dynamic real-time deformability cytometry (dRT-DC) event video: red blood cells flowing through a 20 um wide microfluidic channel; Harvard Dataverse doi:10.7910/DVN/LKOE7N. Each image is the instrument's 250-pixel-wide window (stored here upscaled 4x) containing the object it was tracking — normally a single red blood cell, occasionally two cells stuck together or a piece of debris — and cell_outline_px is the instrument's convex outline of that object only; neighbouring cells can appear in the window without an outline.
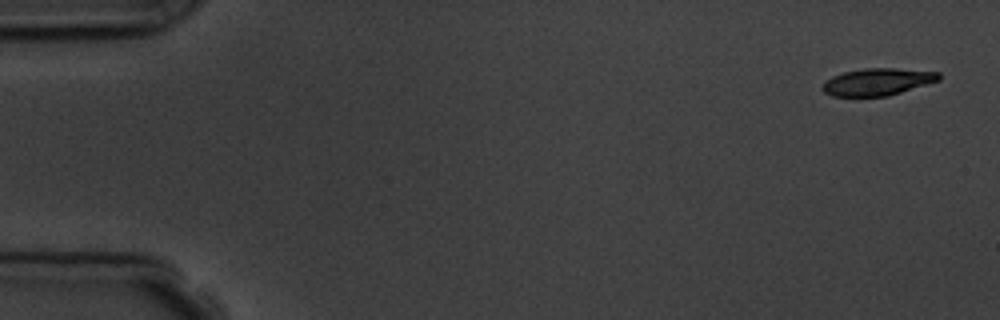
{"species": "common noctule bat (a hibernating species)", "species_latin": "Nyctalus noctula", "temperature_condition": "room temperature", "stored_images_in_passage": 5, "camera_frame_rate_fps": 3000, "um_per_image_px": 0.085, "animal": {"sex": "male", "body_mass_g": 19.5, "forearm_length_mm": 54.6}, "frame": {"image": 1, "passage_image": 1, "time_ms": 0.0, "image_size_px": [1000, 320], "cell_outline_px": [[940, 80], [888, 96], [832, 96], [824, 92], [820, 88], [824, 80], [832, 76], [844, 72], [864, 68], [896, 68], [940, 72]], "centroid_in_image_um": [74.56, 6.95], "position_along_channel_um": 10.4, "area_um2": 18.5}}
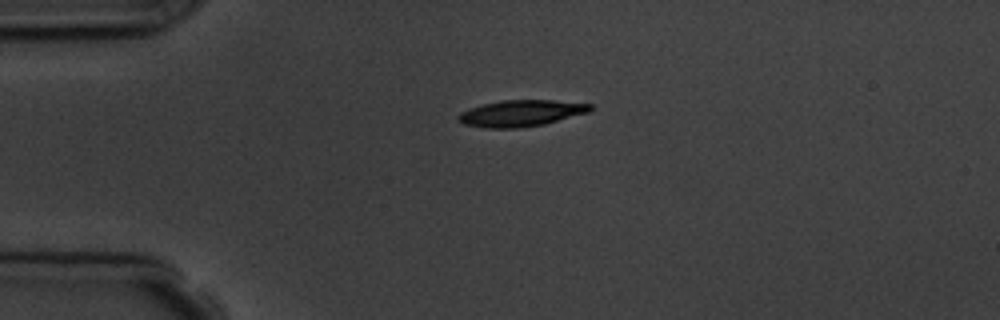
{"frame": {"image": 2, "passage_image": 4, "time_ms": 3.667, "image_size_px": [1000, 320], "cell_outline_px": [[592, 108], [588, 112], [544, 124], [520, 128], [484, 128], [464, 124], [456, 116], [460, 112], [468, 108], [500, 100], [552, 100], [592, 104]], "centroid_in_image_um": [44.25, 9.62], "position_along_channel_um": 40.7, "area_um2": 20.23}}